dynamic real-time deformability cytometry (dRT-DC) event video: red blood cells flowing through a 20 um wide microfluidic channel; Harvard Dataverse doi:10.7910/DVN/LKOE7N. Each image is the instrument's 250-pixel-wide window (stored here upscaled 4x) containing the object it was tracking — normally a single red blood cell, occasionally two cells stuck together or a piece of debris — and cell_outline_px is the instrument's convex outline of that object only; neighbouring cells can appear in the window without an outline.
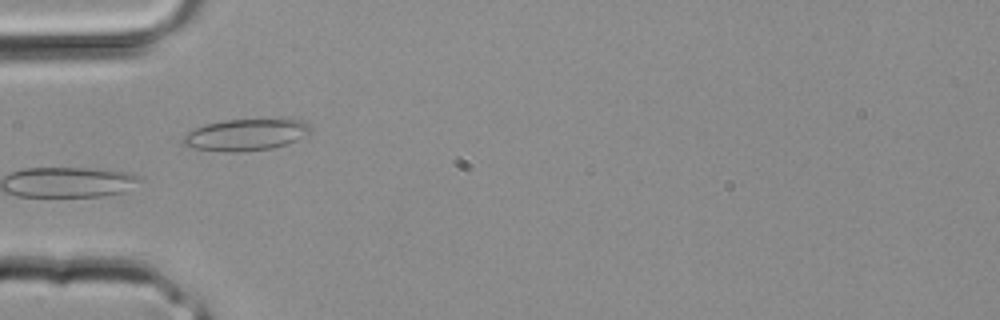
{"species": "common noctule bat (a hibernating species)", "species_latin": "Nyctalus noctula", "temperature_condition": "room temperature", "stored_images_in_passage": 1, "camera_frame_rate_fps": 3000, "um_per_image_px": 0.085, "animal": {"sex": "male", "body_mass_g": 20.4}, "frame": {"image": 1, "passage_image": 1, "time_ms": 0.0, "image_size_px": [1000, 320], "cell_outline_px": [[312, 132], [296, 140], [272, 148], [240, 152], [224, 152], [188, 148], [184, 144], [184, 136], [188, 132], [196, 128], [208, 124], [224, 120], [280, 116], [300, 120], [308, 124], [312, 128]], "centroid_in_image_um": [20.96, 11.41], "position_along_channel_um": 64.0, "area_um2": 24.28}}